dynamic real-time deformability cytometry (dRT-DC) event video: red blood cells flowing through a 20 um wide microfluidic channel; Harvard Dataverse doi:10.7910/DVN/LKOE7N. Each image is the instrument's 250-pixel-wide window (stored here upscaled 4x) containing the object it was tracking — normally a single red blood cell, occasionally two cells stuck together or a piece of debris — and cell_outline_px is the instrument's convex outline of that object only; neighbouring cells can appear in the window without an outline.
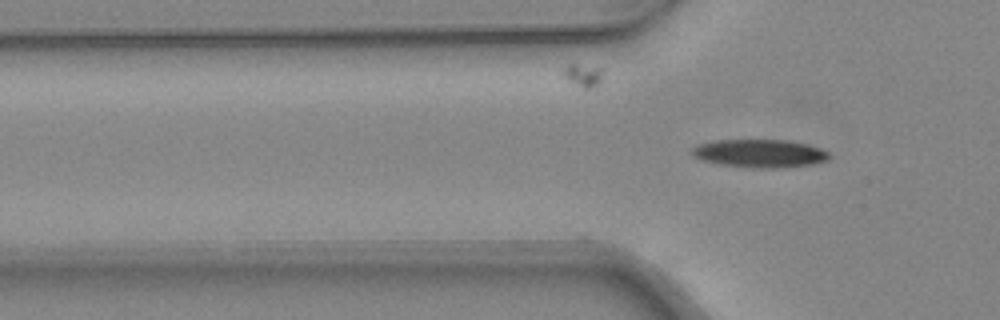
{"species": "common noctule bat (a hibernating species)", "species_latin": "Nyctalus noctula", "temperature_condition": "warm", "stored_images_in_passage": 3, "camera_frame_rate_fps": 3000, "um_per_image_px": 0.085, "animal": {"sex": "female", "body_mass_g": 24.6, "forearm_length_mm": 56.2}, "frame": {"image": 1, "passage_image": 3, "time_ms": 0.667, "image_size_px": [1000, 320], "cell_outline_px": [[832, 156], [828, 160], [812, 164], [780, 168], [752, 168], [716, 164], [692, 156], [692, 148], [696, 144], [716, 140], [784, 140], [808, 144], [820, 148], [828, 152]], "centroid_in_image_um": [64.57, 13.04], "position_along_channel_um": 61.2, "area_um2": 22.66}}